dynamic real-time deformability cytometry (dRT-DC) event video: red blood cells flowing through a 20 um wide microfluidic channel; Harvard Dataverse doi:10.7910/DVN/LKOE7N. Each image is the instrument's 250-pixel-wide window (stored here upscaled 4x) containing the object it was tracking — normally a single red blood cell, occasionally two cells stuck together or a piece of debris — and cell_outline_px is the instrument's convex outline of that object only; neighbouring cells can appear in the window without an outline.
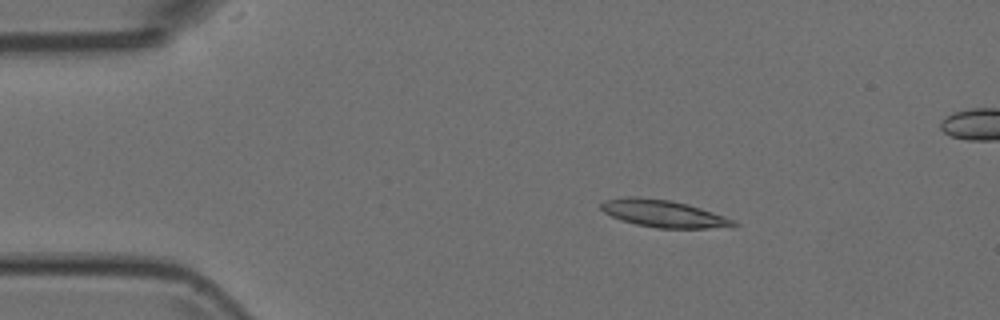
{"species": "Egyptian fruit bat (a non-hibernating species)", "species_latin": "Rousettus aegyptiacus", "temperature_condition": "room temperature", "stored_images_in_passage": 6, "camera_frame_rate_fps": 3000, "um_per_image_px": 0.085, "animal": {"sex": "female"}, "frame": {"image": 1, "passage_image": 3, "time_ms": 0.667, "image_size_px": [1000, 320], "cell_outline_px": [[740, 224], [732, 228], [656, 228], [636, 224], [620, 220], [604, 212], [600, 208], [600, 204], [604, 200], [628, 196], [636, 196], [672, 200], [688, 204], [736, 220]], "centroid_in_image_um": [56.43, 18.16], "position_along_channel_um": 28.6, "area_um2": 21.33}}